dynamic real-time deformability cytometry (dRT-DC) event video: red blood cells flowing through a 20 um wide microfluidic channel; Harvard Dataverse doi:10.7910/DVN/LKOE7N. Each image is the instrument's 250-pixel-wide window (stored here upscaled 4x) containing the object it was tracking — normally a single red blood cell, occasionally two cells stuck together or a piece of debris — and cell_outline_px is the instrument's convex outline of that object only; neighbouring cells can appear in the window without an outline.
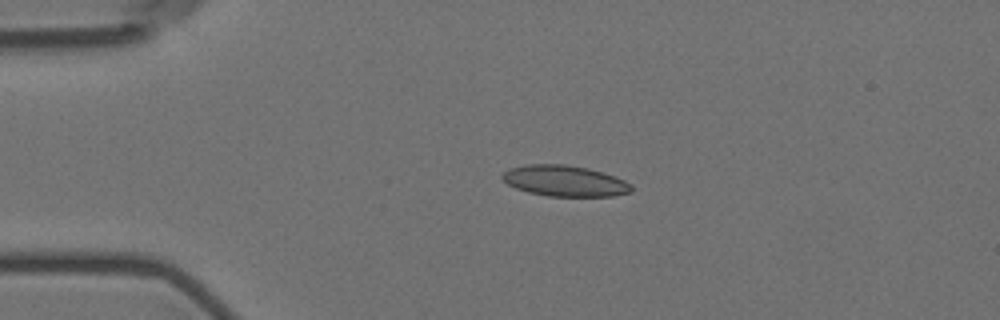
{"species": "Egyptian fruit bat (a non-hibernating species)", "species_latin": "Rousettus aegyptiacus", "temperature_condition": "room temperature", "stored_images_in_passage": 6, "camera_frame_rate_fps": 3000, "um_per_image_px": 0.085, "animal": {"sex": "female"}, "frame": {"image": 1, "passage_image": 4, "time_ms": 3.667, "image_size_px": [1000, 320], "cell_outline_px": [[632, 192], [612, 196], [548, 196], [528, 192], [516, 188], [508, 184], [500, 176], [504, 172], [512, 168], [524, 164], [564, 164], [588, 168], [616, 176], [632, 184]], "centroid_in_image_um": [48.02, 15.37], "position_along_channel_um": 37.0, "area_um2": 23.29}}
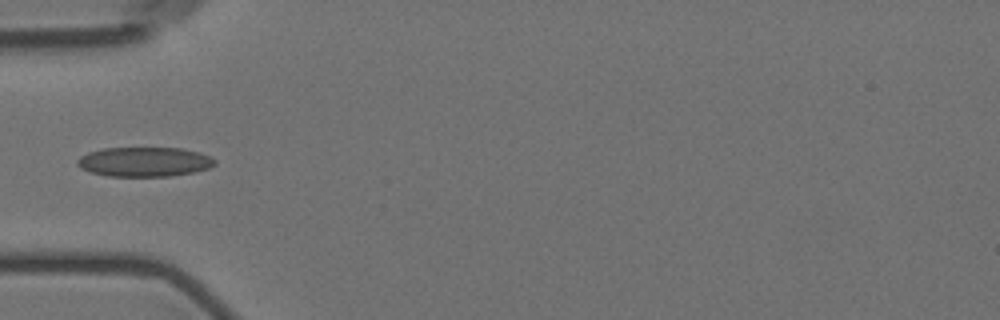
{"frame": {"image": 2, "passage_image": 6, "time_ms": 5.667, "image_size_px": [1000, 320], "cell_outline_px": [[216, 164], [208, 168], [192, 172], [172, 176], [108, 176], [92, 172], [80, 168], [76, 164], [76, 160], [80, 156], [88, 152], [104, 148], [184, 148], [200, 152], [216, 160]], "centroid_in_image_um": [12.26, 13.75], "position_along_channel_um": 72.7, "area_um2": 23.7}}